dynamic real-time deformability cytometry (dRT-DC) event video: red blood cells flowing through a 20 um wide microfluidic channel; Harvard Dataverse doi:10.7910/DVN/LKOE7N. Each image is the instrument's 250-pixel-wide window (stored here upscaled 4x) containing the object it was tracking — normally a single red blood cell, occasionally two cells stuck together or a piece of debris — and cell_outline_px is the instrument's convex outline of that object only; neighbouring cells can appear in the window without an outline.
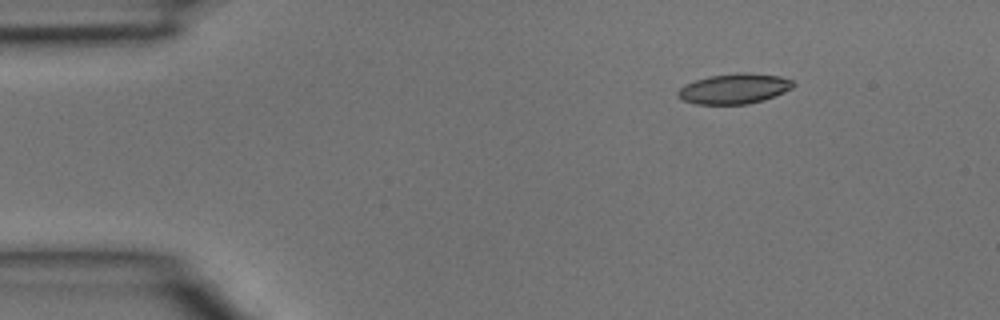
{"species": "common noctule bat (a hibernating species)", "species_latin": "Nyctalus noctula", "temperature_condition": "room temperature", "stored_images_in_passage": 4, "camera_frame_rate_fps": 3000, "um_per_image_px": 0.085, "animal": {"sex": "male", "body_mass_g": 15.6}, "frame": {"image": 1, "passage_image": 2, "time_ms": 0.333, "image_size_px": [1000, 320], "cell_outline_px": [[796, 84], [792, 88], [784, 92], [764, 100], [748, 104], [696, 104], [684, 100], [676, 96], [676, 92], [684, 84], [708, 76], [736, 72], [748, 72], [780, 76], [792, 80]], "centroid_in_image_um": [62.41, 7.53], "position_along_channel_um": 22.6, "area_um2": 20.52}}
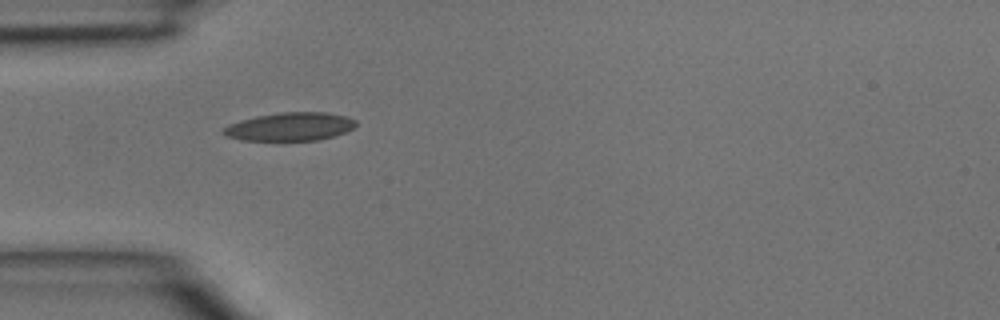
{"frame": {"image": 2, "passage_image": 4, "time_ms": 1.0, "image_size_px": [1000, 320], "cell_outline_px": [[356, 124], [352, 128], [344, 132], [332, 136], [316, 140], [240, 140], [228, 136], [220, 132], [228, 124], [240, 120], [256, 116], [280, 112], [328, 112], [344, 116], [356, 120]], "centroid_in_image_um": [24.61, 10.75], "position_along_channel_um": 60.4, "area_um2": 21.68}}